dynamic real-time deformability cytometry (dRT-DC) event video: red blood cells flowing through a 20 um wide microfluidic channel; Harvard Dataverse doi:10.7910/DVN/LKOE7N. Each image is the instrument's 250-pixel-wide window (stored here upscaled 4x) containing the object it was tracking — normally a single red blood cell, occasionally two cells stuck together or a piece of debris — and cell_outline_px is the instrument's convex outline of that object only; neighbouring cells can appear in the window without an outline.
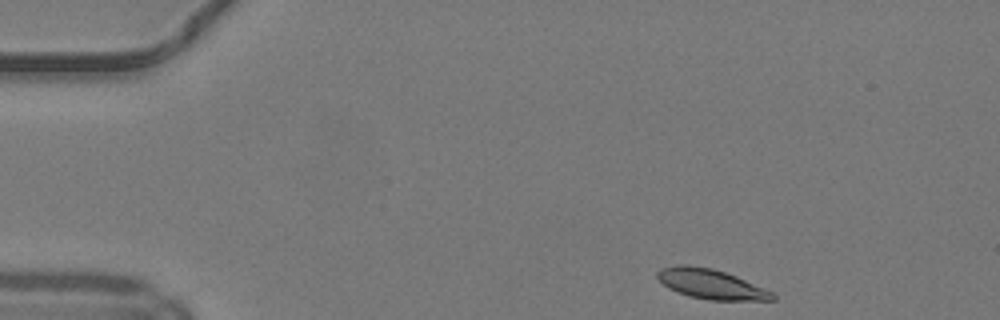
{"species": "common noctule bat (a hibernating species)", "species_latin": "Nyctalus noctula", "temperature_condition": "warm", "stored_images_in_passage": 43, "camera_frame_rate_fps": 3000, "um_per_image_px": 0.085, "animal": {"sex": "male", "body_mass_g": 19.2, "forearm_length_mm": 51.8}, "frame": {"image": 1, "passage_image": 1, "time_ms": 0.0, "image_size_px": [1000, 320], "cell_outline_px": [[776, 300], [708, 300], [688, 296], [676, 292], [668, 288], [656, 276], [656, 272], [664, 268], [680, 264], [684, 264], [712, 268], [736, 276], [772, 292], [776, 296]], "centroid_in_image_um": [60.42, 24.15], "position_along_channel_um": 24.6, "area_um2": 19.83}}
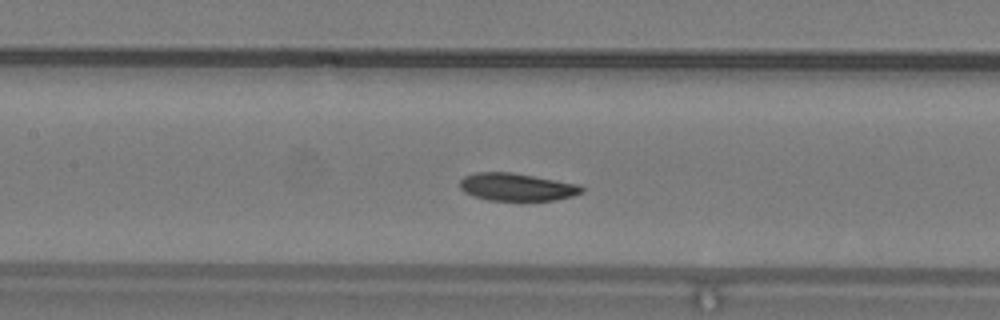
{"frame": {"image": 2, "passage_image": 17, "time_ms": 5.333, "image_size_px": [1000, 320], "cell_outline_px": [[584, 192], [572, 196], [556, 200], [488, 200], [472, 196], [464, 192], [460, 188], [460, 180], [464, 176], [476, 172], [512, 172], [580, 184], [584, 188]], "centroid_in_image_um": [43.93, 15.89], "position_along_channel_um": 163.5, "area_um2": 19.77}}
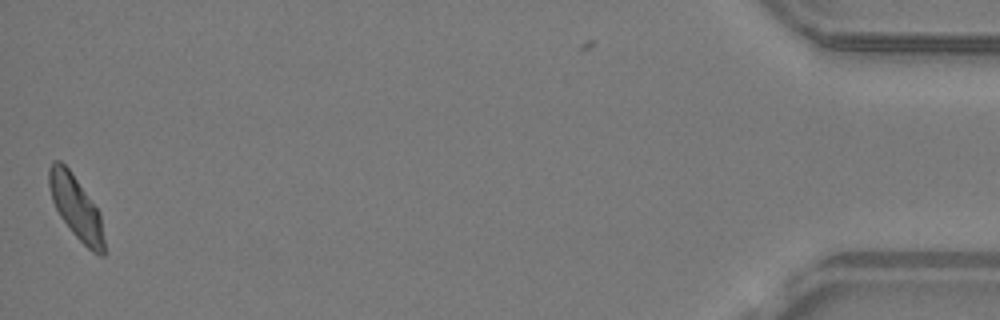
{"frame": {"image": 3, "passage_image": 43, "time_ms": 14.0, "image_size_px": [1000, 320], "cell_outline_px": [[104, 256], [100, 256], [92, 252], [72, 232], [60, 216], [52, 200], [48, 184], [48, 168], [52, 160], [60, 160], [68, 168], [100, 212], [104, 240]], "centroid_in_image_um": [6.45, 17.61], "position_along_channel_um": 428.8, "area_um2": 20.11}, "authors_computed_cell_mechanics": {"area_um2": 20.1144, "velocity_mm_per_s": 4.152, "shape_relaxation_time_tau1_ms": 3.8852, "shape_relaxation_time_tau2_ms": 9.8786, "deformation_change_tau1": 0.1144, "deformation_change_tau2": 0.1561}}